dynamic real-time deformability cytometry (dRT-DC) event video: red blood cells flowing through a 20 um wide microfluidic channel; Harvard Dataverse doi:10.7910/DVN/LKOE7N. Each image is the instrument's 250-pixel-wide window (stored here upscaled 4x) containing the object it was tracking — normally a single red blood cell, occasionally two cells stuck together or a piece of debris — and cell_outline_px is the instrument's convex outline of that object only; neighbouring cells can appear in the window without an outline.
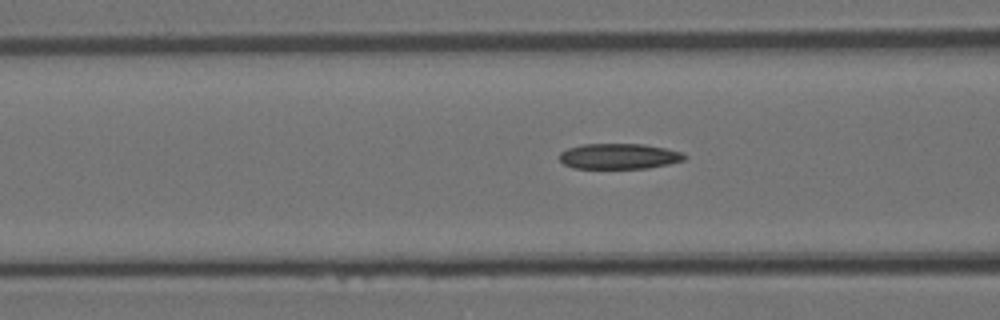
{"species": "Egyptian fruit bat (a non-hibernating species)", "species_latin": "Rousettus aegyptiacus", "temperature_condition": "room temperature", "stored_images_in_passage": 30, "camera_frame_rate_fps": 3000, "um_per_image_px": 0.085, "animal": {"sex": "female"}, "frame": {"image": 1, "passage_image": 9, "time_ms": 2.667, "image_size_px": [1000, 320], "cell_outline_px": [[688, 156], [684, 160], [668, 164], [648, 168], [572, 168], [564, 164], [560, 160], [560, 152], [568, 148], [580, 144], [644, 144], [684, 152]], "centroid_in_image_um": [52.63, 13.28], "position_along_channel_um": 114.0, "area_um2": 18.67}}
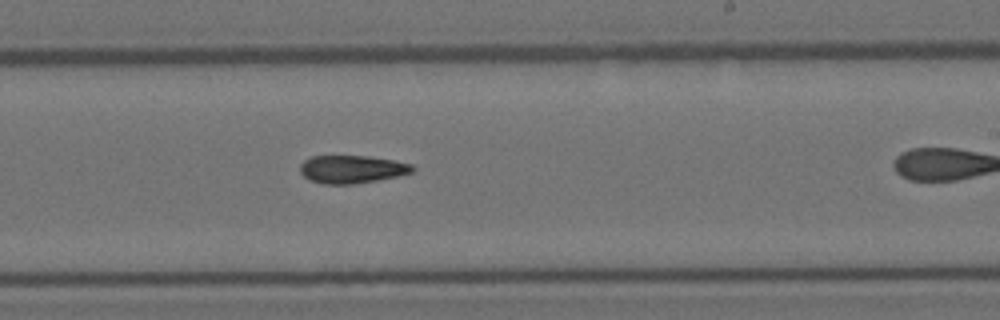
{"frame": {"image": 2, "passage_image": 20, "time_ms": 6.333, "image_size_px": [1000, 320], "cell_outline_px": [[416, 168], [412, 172], [396, 176], [376, 180], [352, 184], [324, 184], [308, 180], [300, 172], [300, 164], [304, 160], [312, 156], [368, 156], [392, 160], [412, 164]], "centroid_in_image_um": [29.88, 14.38], "position_along_channel_um": 259.1, "area_um2": 18.21}}
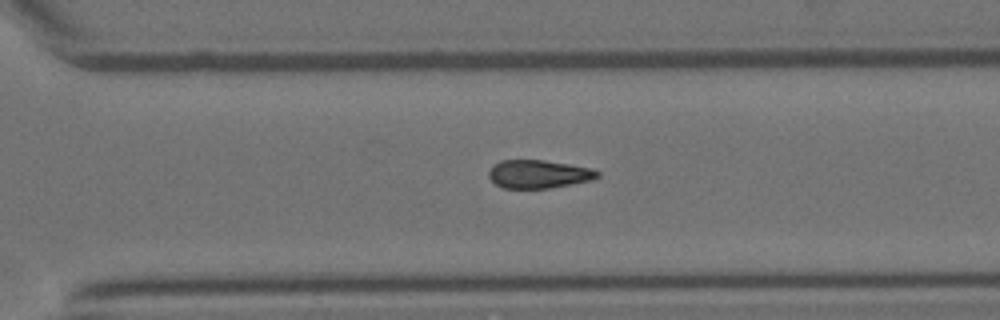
{"frame": {"image": 3, "passage_image": 25, "time_ms": 8.0, "image_size_px": [1000, 320], "cell_outline_px": [[600, 176], [592, 180], [548, 188], [504, 188], [496, 184], [488, 176], [488, 172], [500, 160], [544, 160], [592, 168], [600, 172]], "centroid_in_image_um": [45.81, 14.79], "position_along_channel_um": 324.8, "area_um2": 17.74}}